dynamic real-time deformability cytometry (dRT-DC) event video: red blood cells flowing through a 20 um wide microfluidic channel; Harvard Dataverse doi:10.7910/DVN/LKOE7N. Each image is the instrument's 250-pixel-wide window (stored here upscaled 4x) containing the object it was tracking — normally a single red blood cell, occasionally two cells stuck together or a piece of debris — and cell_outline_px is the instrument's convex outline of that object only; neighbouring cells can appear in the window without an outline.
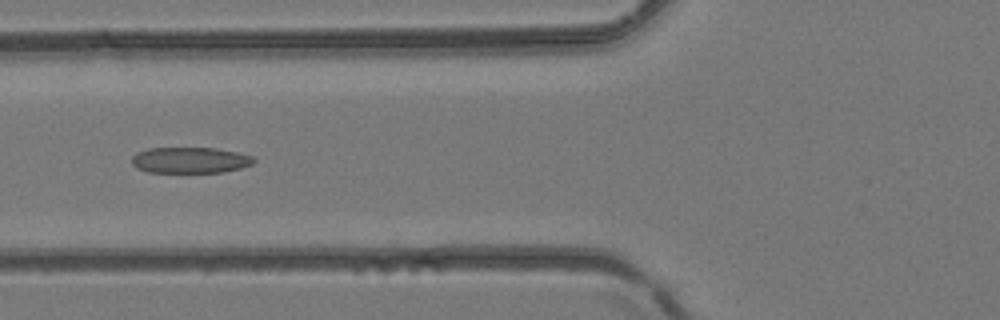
{"species": "common noctule bat (a hibernating species)", "species_latin": "Nyctalus noctula", "temperature_condition": "room temperature", "stored_images_in_passage": 2, "camera_frame_rate_fps": 3000, "um_per_image_px": 0.085, "animal": {"sex": "female", "body_mass_g": 24.6, "forearm_length_mm": 56.2}, "frame": {"image": 1, "passage_image": 2, "time_ms": 0.333, "image_size_px": [1000, 320], "cell_outline_px": [[256, 160], [252, 164], [240, 168], [224, 172], [148, 172], [136, 168], [132, 164], [132, 156], [136, 152], [148, 148], [216, 148], [236, 152], [252, 156]], "centroid_in_image_um": [16.13, 13.61], "position_along_channel_um": 109.7, "area_um2": 18.5}}